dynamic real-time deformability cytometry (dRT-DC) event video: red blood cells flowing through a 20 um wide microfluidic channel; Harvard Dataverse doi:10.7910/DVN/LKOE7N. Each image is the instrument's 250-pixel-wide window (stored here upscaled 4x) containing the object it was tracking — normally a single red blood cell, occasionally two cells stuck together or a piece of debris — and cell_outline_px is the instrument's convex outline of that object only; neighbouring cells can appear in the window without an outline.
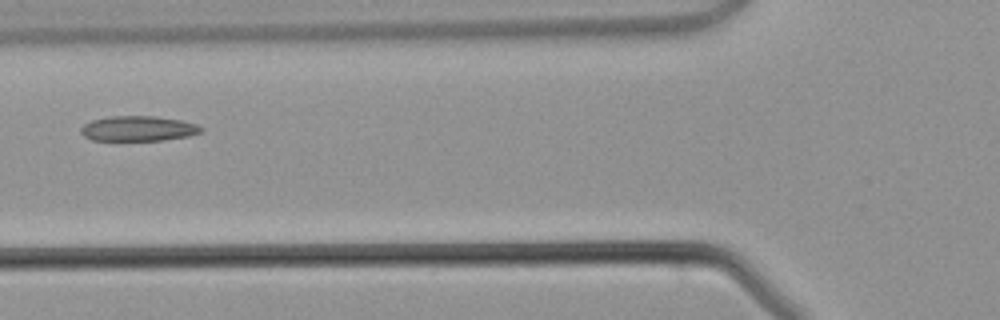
{"species": "common noctule bat (a hibernating species)", "species_latin": "Nyctalus noctula", "temperature_condition": "warm", "stored_images_in_passage": 3, "camera_frame_rate_fps": 3000, "um_per_image_px": 0.085, "animal": {"sex": "male", "body_mass_g": 21.5, "forearm_length_mm": 52.0}, "frame": {"image": 1, "passage_image": 3, "time_ms": 2.333, "image_size_px": [1000, 320], "cell_outline_px": [[204, 128], [200, 132], [188, 136], [164, 140], [92, 140], [84, 136], [80, 132], [80, 128], [84, 124], [92, 120], [108, 116], [156, 116], [180, 120], [196, 124]], "centroid_in_image_um": [11.73, 10.92], "position_along_channel_um": 114.1, "area_um2": 17.57}}